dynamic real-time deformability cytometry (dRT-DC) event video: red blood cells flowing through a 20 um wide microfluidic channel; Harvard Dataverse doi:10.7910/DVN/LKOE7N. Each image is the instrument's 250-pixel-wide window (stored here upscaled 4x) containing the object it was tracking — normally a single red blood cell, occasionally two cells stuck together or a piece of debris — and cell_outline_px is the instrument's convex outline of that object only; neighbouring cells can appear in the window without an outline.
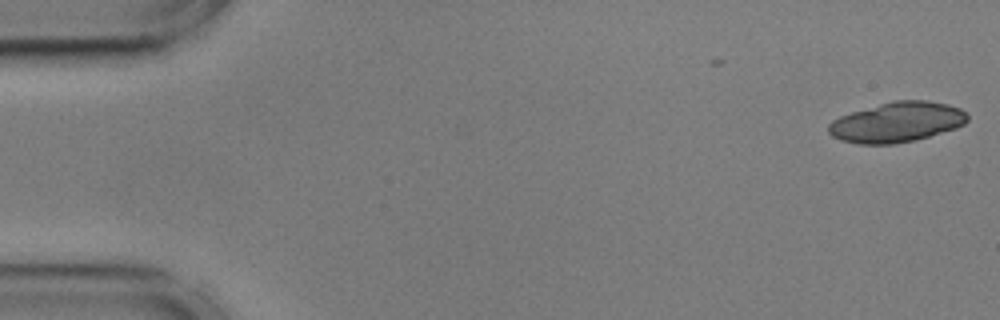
{"species": "common noctule bat (a hibernating species)", "species_latin": "Nyctalus noctula", "temperature_condition": "cold", "stored_images_in_passage": 2, "camera_frame_rate_fps": 3000, "um_per_image_px": 0.085, "animal": {"sex": "male", "body_mass_g": 17.9, "forearm_length_mm": 54.2}, "frame": {"image": 1, "passage_image": 2, "time_ms": 0.333, "image_size_px": [1000, 320], "cell_outline_px": [[968, 120], [964, 124], [956, 128], [916, 140], [892, 144], [856, 144], [840, 140], [832, 136], [828, 132], [828, 124], [832, 120], [840, 116], [852, 112], [892, 100], [928, 100], [948, 104], [960, 108], [968, 116]], "centroid_in_image_um": [76.23, 10.38], "position_along_channel_um": 8.8, "area_um2": 32.6}}